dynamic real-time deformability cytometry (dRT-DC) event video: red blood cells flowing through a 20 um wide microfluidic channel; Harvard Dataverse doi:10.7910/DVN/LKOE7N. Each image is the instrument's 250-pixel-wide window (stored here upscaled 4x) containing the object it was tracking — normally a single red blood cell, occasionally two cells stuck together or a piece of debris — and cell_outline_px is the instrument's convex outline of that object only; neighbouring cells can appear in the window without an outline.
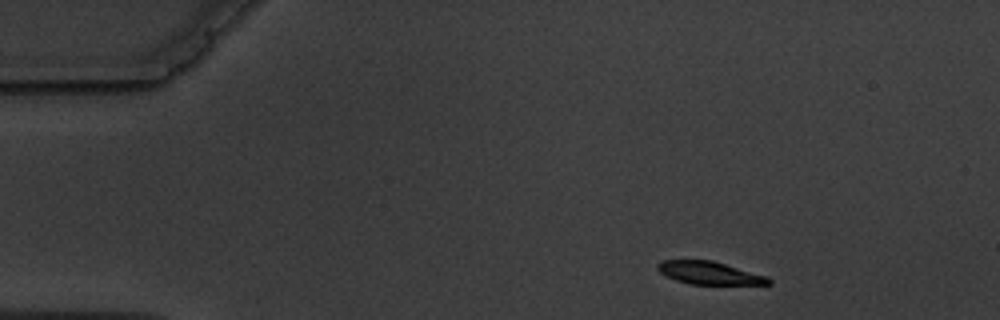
{"species": "common noctule bat (a hibernating species)", "species_latin": "Nyctalus noctula", "temperature_condition": "warm", "stored_images_in_passage": 3, "camera_frame_rate_fps": 3000, "um_per_image_px": 0.085, "animal": {"sex": "male", "body_mass_g": 19.5, "forearm_length_mm": 54.6}, "frame": {"image": 1, "passage_image": 1, "time_ms": 0.0, "image_size_px": [1000, 320], "cell_outline_px": [[772, 284], [692, 284], [676, 280], [660, 272], [656, 268], [656, 264], [664, 260], [712, 260], [768, 276], [772, 280]], "centroid_in_image_um": [60.32, 23.19], "position_along_channel_um": 24.7, "area_um2": 14.68}}